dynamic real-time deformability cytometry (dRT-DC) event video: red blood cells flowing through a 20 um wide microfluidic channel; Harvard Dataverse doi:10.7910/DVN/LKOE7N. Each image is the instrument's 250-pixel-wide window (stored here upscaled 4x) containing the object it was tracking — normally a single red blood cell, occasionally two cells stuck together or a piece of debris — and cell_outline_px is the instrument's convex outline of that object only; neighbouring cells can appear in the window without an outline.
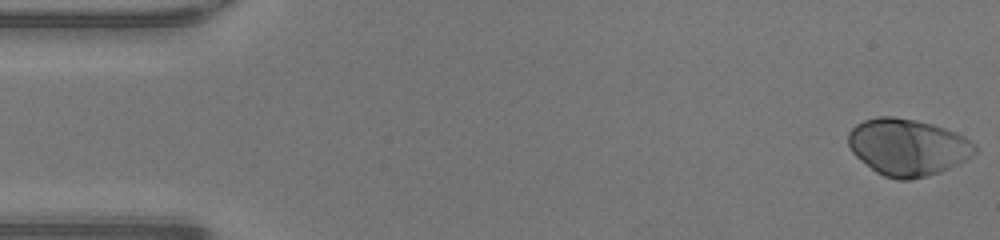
{"species": "human", "species_latin": "Homo sapiens", "temperature_condition": "warm", "stored_images_in_passage": 48, "camera_frame_rate_fps": 3000, "um_per_image_px": 0.085, "donor": {"sex": "male"}, "frame": {"image": 1, "passage_image": 1, "time_ms": 0.0, "image_size_px": [1000, 240], "cell_outline_px": [[976, 152], [972, 156], [940, 172], [928, 176], [908, 180], [896, 180], [884, 176], [876, 172], [860, 160], [852, 152], [848, 144], [848, 132], [856, 124], [864, 120], [880, 116], [892, 116], [916, 120], [932, 124], [956, 132], [964, 136], [976, 144]], "centroid_in_image_um": [77.14, 12.5], "position_along_channel_um": 7.9, "area_um2": 41.96}}
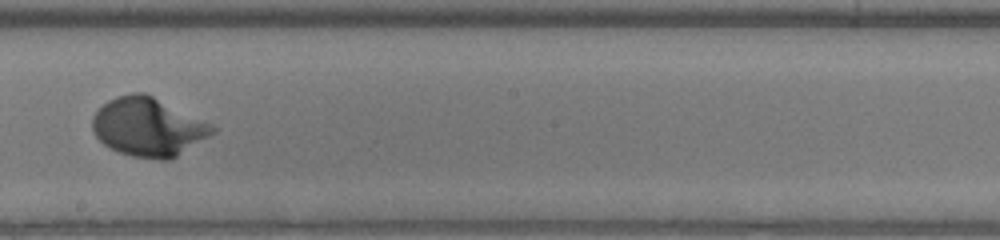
{"frame": {"image": 2, "passage_image": 27, "time_ms": 8.667, "image_size_px": [1000, 240], "cell_outline_px": [[220, 128], [216, 132], [176, 156], [168, 160], [160, 160], [132, 156], [120, 152], [104, 144], [96, 136], [92, 128], [92, 116], [108, 100], [116, 96], [132, 92], [144, 92], [212, 124]], "centroid_in_image_um": [12.6, 10.79], "position_along_channel_um": 235.6, "area_um2": 40.75}}
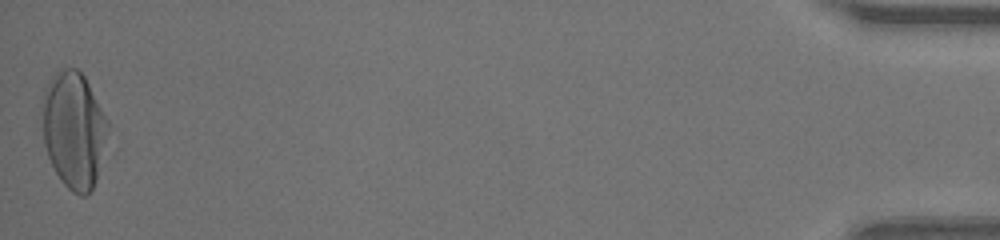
{"frame": {"image": 3, "passage_image": 48, "time_ms": 15.667, "image_size_px": [1000, 240], "cell_outline_px": [[108, 128], [96, 180], [88, 196], [80, 196], [72, 192], [60, 180], [48, 156], [44, 144], [40, 104], [44, 88], [48, 80], [56, 72], [64, 68], [76, 68], [84, 76], [108, 120]], "centroid_in_image_um": [6.23, 11.02], "position_along_channel_um": 429.0, "area_um2": 44.68}, "authors_computed_cell_mechanics": {"area_um2": 38.7838, "velocity_mm_per_s": 4.2569, "shape_relaxation_time_tau1_ms": 2.2809, "shape_relaxation_time_tau2_ms": null, "deformation_change_tau1": 0.192, "deformation_change_tau2": null}}